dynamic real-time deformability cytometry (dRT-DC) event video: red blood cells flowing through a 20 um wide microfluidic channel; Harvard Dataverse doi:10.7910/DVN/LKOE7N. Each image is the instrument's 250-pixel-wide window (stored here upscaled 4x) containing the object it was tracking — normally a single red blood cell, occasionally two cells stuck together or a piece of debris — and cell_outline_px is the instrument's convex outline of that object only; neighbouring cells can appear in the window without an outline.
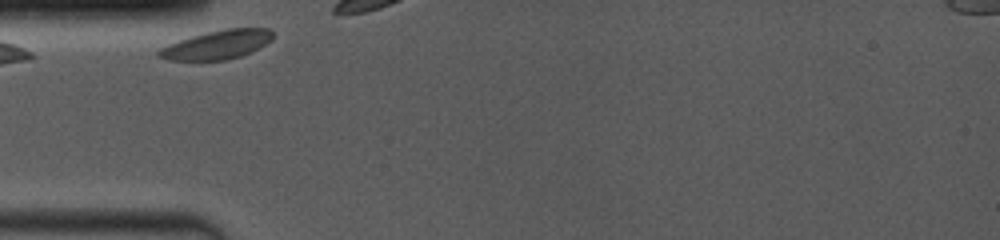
{"species": "common noctule bat (a hibernating species)", "species_latin": "Nyctalus noctula", "temperature_condition": "room temperature", "stored_images_in_passage": 15, "camera_frame_rate_fps": 4000, "um_per_image_px": 0.085, "animal": {"sex": "female", "body_mass_g": 19.0, "forearm_length_mm": 53.3}, "frame": {"image": 1, "passage_image": 1, "time_ms": 0.0, "image_size_px": [1000, 240], "cell_outline_px": [[272, 40], [240, 56], [224, 60], [168, 60], [160, 56], [156, 52], [160, 48], [168, 44], [192, 36], [208, 32], [228, 28], [268, 28], [272, 32]], "centroid_in_image_um": [18.43, 3.8], "position_along_channel_um": 66.6, "area_um2": 18.73}}